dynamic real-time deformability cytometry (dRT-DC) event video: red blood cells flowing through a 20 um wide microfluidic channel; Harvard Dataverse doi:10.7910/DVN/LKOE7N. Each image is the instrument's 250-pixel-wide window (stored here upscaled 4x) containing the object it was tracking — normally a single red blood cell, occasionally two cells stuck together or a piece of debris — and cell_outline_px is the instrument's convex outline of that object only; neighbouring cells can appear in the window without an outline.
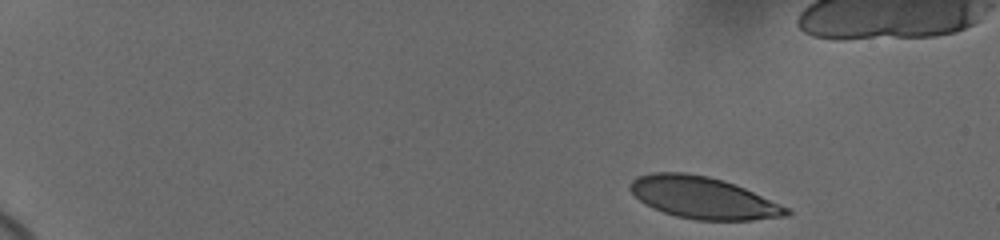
{"species": "human", "species_latin": "Homo sapiens", "temperature_condition": "cold", "stored_images_in_passage": 37, "camera_frame_rate_fps": 3000, "um_per_image_px": 0.085, "donor": {"sex": "female"}, "frame": {"image": 1, "passage_image": 1, "time_ms": 0.0, "image_size_px": [1000, 240], "cell_outline_px": [[792, 212], [788, 216], [752, 220], [696, 220], [676, 216], [652, 208], [644, 204], [628, 188], [628, 184], [636, 176], [652, 172], [684, 172], [708, 176], [724, 180], [744, 188], [792, 208]], "centroid_in_image_um": [59.78, 16.81], "position_along_channel_um": 25.2, "area_um2": 38.44}}
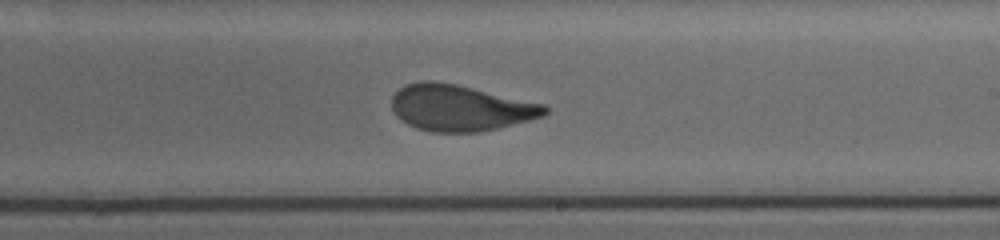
{"frame": {"image": 2, "passage_image": 23, "time_ms": 9.667, "image_size_px": [1000, 240], "cell_outline_px": [[548, 112], [544, 116], [480, 132], [432, 132], [416, 128], [400, 120], [396, 116], [392, 108], [392, 96], [404, 84], [420, 80], [432, 80], [456, 84], [544, 104], [548, 108]], "centroid_in_image_um": [39.07, 9.16], "position_along_channel_um": 249.9, "area_um2": 41.15}}
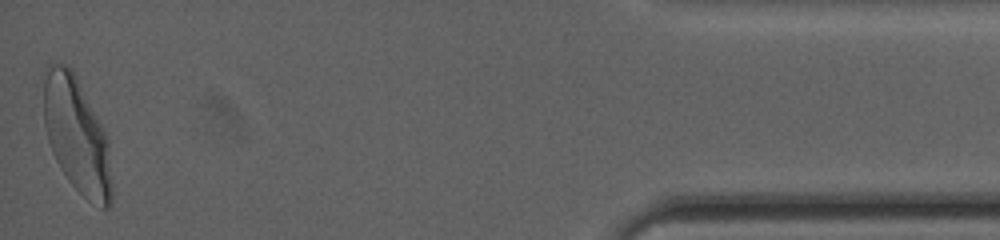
{"frame": {"image": 3, "passage_image": 37, "time_ms": 16.333, "image_size_px": [1000, 240], "cell_outline_px": [[112, 200], [108, 208], [100, 208], [88, 200], [68, 180], [60, 168], [52, 152], [48, 140], [44, 124], [44, 80], [48, 64], [64, 64], [72, 68], [104, 128], [108, 140], [112, 184]], "centroid_in_image_um": [6.54, 11.52], "position_along_channel_um": 428.7, "area_um2": 45.89}, "authors_computed_cell_mechanics": {"area_um2": 41.3848, "velocity_mm_per_s": 3.6721, "shape_relaxation_time_tau1_ms": 4.4172, "shape_relaxation_time_tau2_ms": null, "deformation_change_tau1": 0.1833, "deformation_change_tau2": null}}